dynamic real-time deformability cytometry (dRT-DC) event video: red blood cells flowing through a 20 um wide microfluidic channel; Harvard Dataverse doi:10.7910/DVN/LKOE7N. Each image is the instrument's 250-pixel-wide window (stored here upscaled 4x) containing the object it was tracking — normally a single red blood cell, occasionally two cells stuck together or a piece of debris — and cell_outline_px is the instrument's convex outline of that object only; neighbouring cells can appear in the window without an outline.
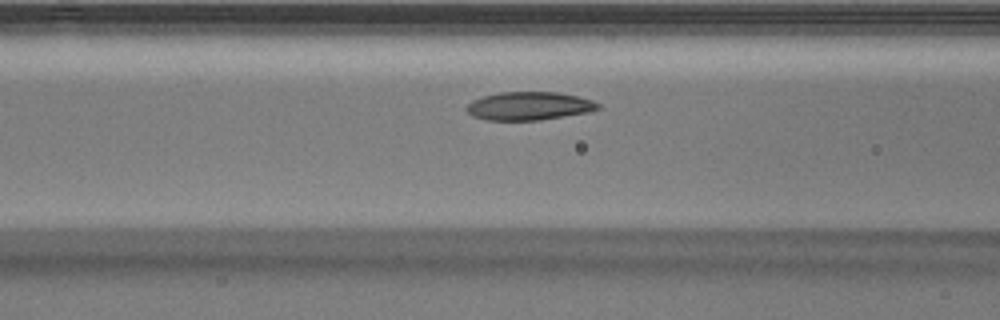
{"species": "Egyptian fruit bat (a non-hibernating species)", "species_latin": "Rousettus aegyptiacus", "temperature_condition": "warm", "stored_images_in_passage": 12, "camera_frame_rate_fps": 3000, "um_per_image_px": 0.085, "animal": {"sex": "male"}, "frame": {"image": 1, "passage_image": 10, "time_ms": 3.0, "image_size_px": [1000, 320], "cell_outline_px": [[604, 108], [588, 112], [540, 120], [484, 120], [472, 116], [464, 108], [472, 100], [484, 96], [500, 92], [556, 92], [576, 96], [592, 100], [600, 104]], "centroid_in_image_um": [44.97, 9.01], "position_along_channel_um": 121.6, "area_um2": 21.73}}